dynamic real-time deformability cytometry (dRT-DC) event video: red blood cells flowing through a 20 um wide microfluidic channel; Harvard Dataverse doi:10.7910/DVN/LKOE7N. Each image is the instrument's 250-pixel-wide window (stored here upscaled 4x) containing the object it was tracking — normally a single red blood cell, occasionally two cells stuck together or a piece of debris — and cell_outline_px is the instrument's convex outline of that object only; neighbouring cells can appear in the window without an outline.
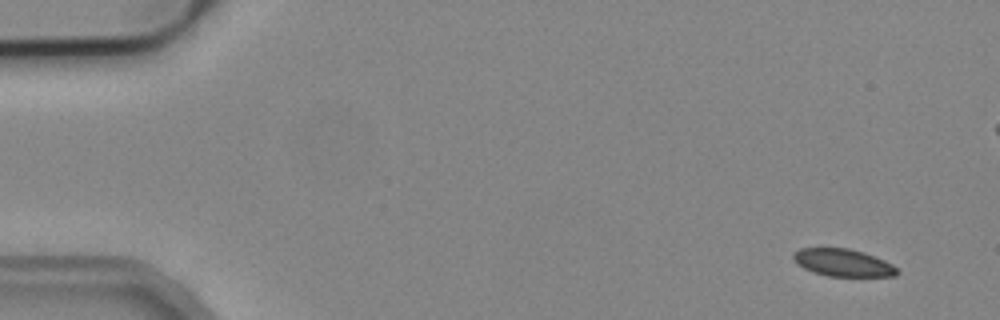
{"species": "common noctule bat (a hibernating species)", "species_latin": "Nyctalus noctula", "temperature_condition": "cold", "stored_images_in_passage": 6, "camera_frame_rate_fps": 3000, "um_per_image_px": 0.085, "animal": {"sex": "male", "body_mass_g": 19.2, "forearm_length_mm": 51.8}, "frame": {"image": 1, "passage_image": 1, "time_ms": 0.0, "image_size_px": [1000, 320], "cell_outline_px": [[900, 272], [896, 276], [828, 276], [812, 272], [796, 264], [792, 256], [800, 248], [848, 248], [864, 252], [884, 260], [892, 264]], "centroid_in_image_um": [71.65, 22.33], "position_along_channel_um": 13.3, "area_um2": 16.59}}